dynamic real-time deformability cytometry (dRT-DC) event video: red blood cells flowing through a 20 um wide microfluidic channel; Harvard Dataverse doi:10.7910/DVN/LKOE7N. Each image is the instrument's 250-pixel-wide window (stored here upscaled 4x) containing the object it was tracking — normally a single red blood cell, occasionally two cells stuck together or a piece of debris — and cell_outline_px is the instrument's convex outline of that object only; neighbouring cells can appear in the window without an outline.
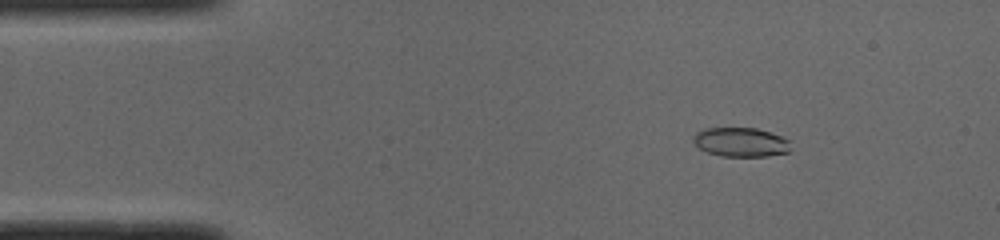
{"species": "common noctule bat (a hibernating species)", "species_latin": "Nyctalus noctula", "temperature_condition": "cold", "stored_images_in_passage": 49, "camera_frame_rate_fps": 3000, "um_per_image_px": 0.085, "animal": {"sex": "male", "body_mass_g": 19.0, "forearm_length_mm": 50.8}, "frame": {"image": 1, "passage_image": 7, "time_ms": 2.0, "image_size_px": [1000, 240], "cell_outline_px": [[792, 148], [788, 152], [768, 156], [720, 156], [708, 152], [700, 148], [692, 140], [696, 132], [704, 128], [756, 128], [780, 136], [788, 140]], "centroid_in_image_um": [62.97, 12.08], "position_along_channel_um": 22.0, "area_um2": 16.47}}
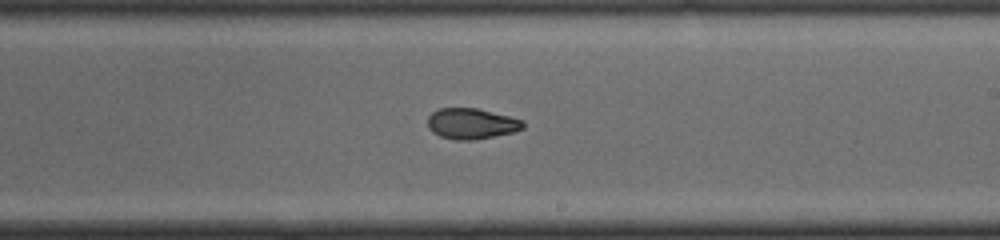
{"frame": {"image": 2, "passage_image": 29, "time_ms": 9.333, "image_size_px": [1000, 240], "cell_outline_px": [[524, 128], [512, 132], [476, 140], [456, 140], [440, 136], [432, 132], [428, 128], [428, 116], [432, 112], [440, 108], [476, 108], [524, 120]], "centroid_in_image_um": [40.06, 10.51], "position_along_channel_um": 248.9, "area_um2": 17.05}}
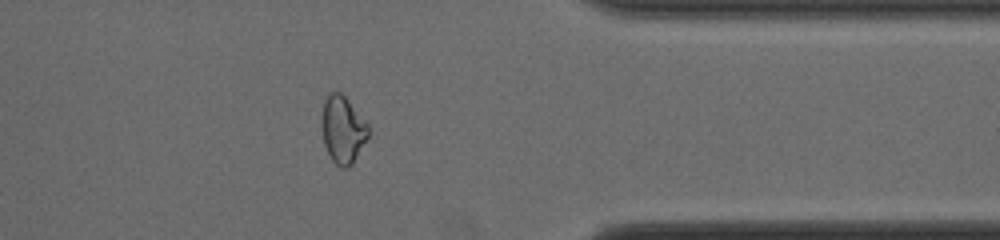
{"frame": {"image": 3, "passage_image": 40, "time_ms": 13.0, "image_size_px": [1000, 240], "cell_outline_px": [[368, 136], [352, 164], [348, 168], [340, 168], [332, 160], [324, 144], [320, 124], [320, 116], [324, 100], [328, 92], [340, 92], [348, 100], [368, 124]], "centroid_in_image_um": [29.09, 11.0], "position_along_channel_um": 382.3, "area_um2": 18.38}, "authors_computed_cell_mechanics": {"area_um2": 17.4556, "velocity_mm_per_s": 4.0213, "shape_relaxation_time_tau1_ms": null, "shape_relaxation_time_tau2_ms": 1.6287, "deformation_change_tau1": null, "deformation_change_tau2": 0.0607}}